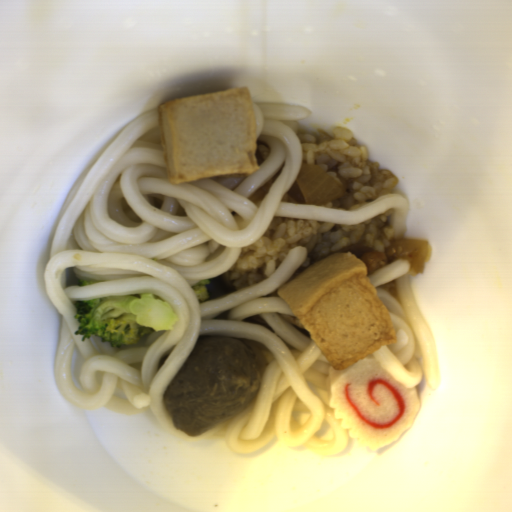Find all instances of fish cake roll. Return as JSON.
Masks as SVG:
<instances>
[{"mask_svg": "<svg viewBox=\"0 0 512 512\" xmlns=\"http://www.w3.org/2000/svg\"><path fill=\"white\" fill-rule=\"evenodd\" d=\"M328 406L358 446L377 450L413 427L422 409L417 387L394 379L374 354L346 370L331 365L325 380Z\"/></svg>", "mask_w": 512, "mask_h": 512, "instance_id": "1", "label": "fish cake roll"}]
</instances>
